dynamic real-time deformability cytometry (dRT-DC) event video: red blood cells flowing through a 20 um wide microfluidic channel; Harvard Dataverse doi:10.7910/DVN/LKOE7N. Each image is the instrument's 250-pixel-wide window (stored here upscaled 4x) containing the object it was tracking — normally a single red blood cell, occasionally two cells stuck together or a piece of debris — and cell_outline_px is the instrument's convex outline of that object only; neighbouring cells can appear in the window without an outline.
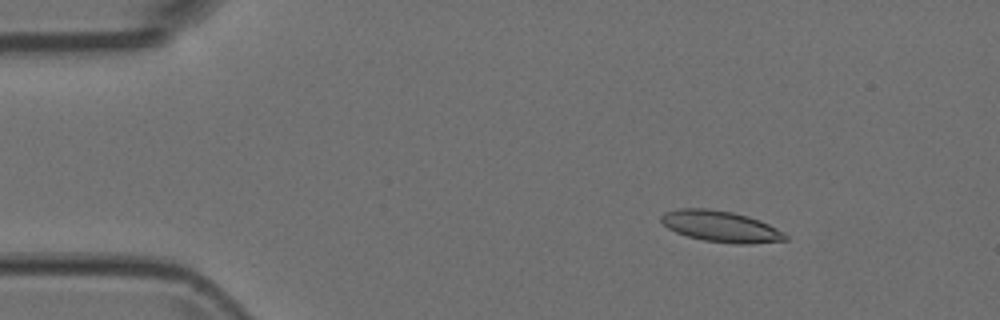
{"species": "Egyptian fruit bat (a non-hibernating species)", "species_latin": "Rousettus aegyptiacus", "temperature_condition": "room temperature", "stored_images_in_passage": 4, "camera_frame_rate_fps": 3000, "um_per_image_px": 0.085, "animal": {"sex": "female"}, "frame": {"image": 1, "passage_image": 2, "time_ms": 0.333, "image_size_px": [1000, 320], "cell_outline_px": [[788, 240], [752, 244], [732, 244], [704, 240], [688, 236], [676, 232], [668, 228], [660, 220], [660, 216], [664, 212], [680, 208], [708, 208], [732, 212], [748, 216], [760, 220], [784, 232], [788, 236]], "centroid_in_image_um": [61.28, 19.25], "position_along_channel_um": 23.7, "area_um2": 22.66}}